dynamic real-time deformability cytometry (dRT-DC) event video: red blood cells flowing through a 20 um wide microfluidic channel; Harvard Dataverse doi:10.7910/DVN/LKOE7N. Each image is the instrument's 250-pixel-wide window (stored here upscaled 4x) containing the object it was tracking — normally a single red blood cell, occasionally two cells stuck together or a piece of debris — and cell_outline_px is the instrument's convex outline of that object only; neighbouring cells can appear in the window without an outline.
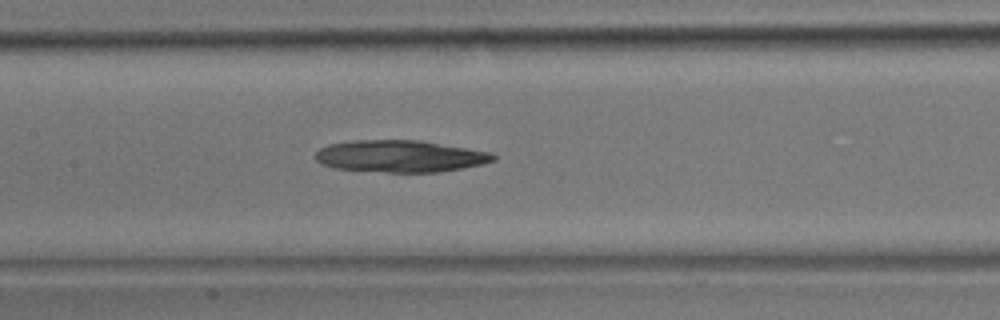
{"species": "common noctule bat (a hibernating species)", "species_latin": "Nyctalus noctula", "temperature_condition": "room temperature", "stored_images_in_passage": 41, "camera_frame_rate_fps": 3000, "um_per_image_px": 0.085, "animal": {"sex": "male", "body_mass_g": 17.9}, "frame": {"image": 1, "passage_image": 19, "time_ms": 6.0, "image_size_px": [1000, 320], "cell_outline_px": [[496, 160], [484, 164], [464, 168], [440, 172], [384, 172], [336, 168], [320, 164], [316, 160], [316, 152], [320, 148], [328, 144], [352, 140], [420, 140], [492, 152], [496, 156]], "centroid_in_image_um": [34.04, 13.27], "position_along_channel_um": 173.4, "area_um2": 33.35}}
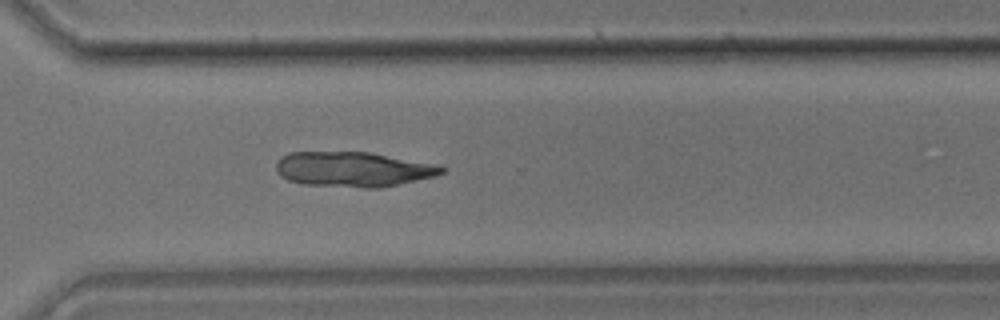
{"frame": {"image": 2, "passage_image": 29, "time_ms": 9.333, "image_size_px": [1000, 320], "cell_outline_px": [[444, 172], [436, 176], [380, 188], [364, 188], [304, 184], [288, 180], [280, 176], [276, 172], [276, 164], [280, 156], [288, 152], [368, 152], [432, 164], [444, 168]], "centroid_in_image_um": [29.95, 14.39], "position_along_channel_um": 340.7, "area_um2": 33.58}}
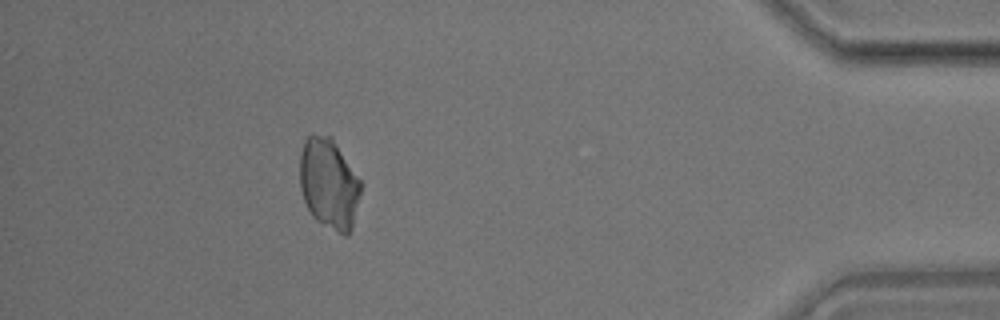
{"frame": {"image": 3, "passage_image": 36, "time_ms": 11.667, "image_size_px": [1000, 320], "cell_outline_px": [[364, 184], [352, 228], [348, 236], [344, 236], [316, 220], [312, 216], [304, 200], [300, 188], [300, 152], [304, 140], [308, 136], [332, 136]], "centroid_in_image_um": [28.0, 15.62], "position_along_channel_um": 407.2, "area_um2": 32.66}}